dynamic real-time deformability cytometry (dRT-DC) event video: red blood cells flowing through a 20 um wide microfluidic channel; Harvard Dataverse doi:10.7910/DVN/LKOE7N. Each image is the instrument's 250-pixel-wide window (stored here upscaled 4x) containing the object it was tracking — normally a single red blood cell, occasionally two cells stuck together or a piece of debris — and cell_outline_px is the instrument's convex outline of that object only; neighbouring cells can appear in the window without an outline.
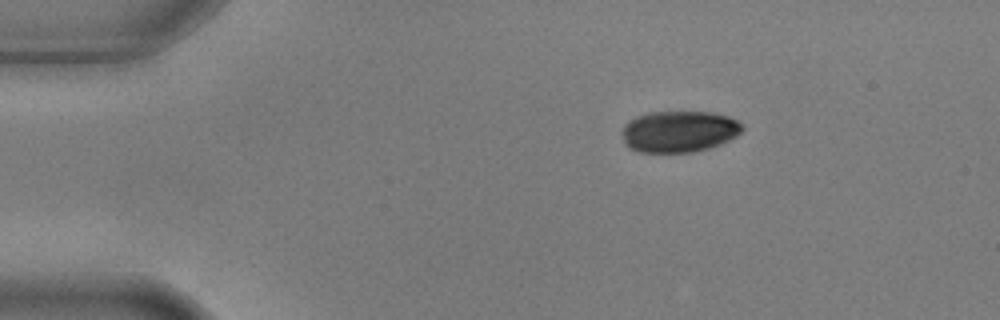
{"species": "common noctule bat (a hibernating species)", "species_latin": "Nyctalus noctula", "temperature_condition": "warm", "stored_images_in_passage": 4, "camera_frame_rate_fps": 3000, "um_per_image_px": 0.085, "animal": {"sex": "male", "body_mass_g": 17.9, "forearm_length_mm": 54.2}, "frame": {"image": 1, "passage_image": 1, "time_ms": 0.0, "image_size_px": [1000, 320], "cell_outline_px": [[744, 128], [736, 136], [720, 144], [708, 148], [692, 152], [640, 152], [628, 148], [624, 144], [624, 124], [628, 120], [636, 116], [652, 112], [712, 112], [728, 116], [736, 120]], "centroid_in_image_um": [57.7, 11.17], "position_along_channel_um": 27.3, "area_um2": 28.9}}
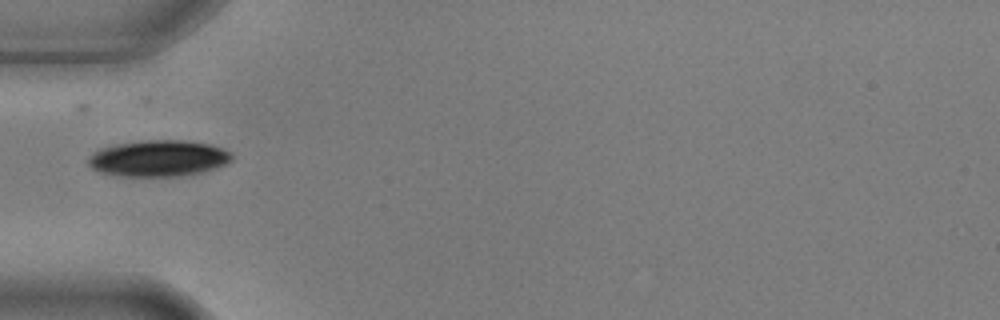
{"frame": {"image": 2, "passage_image": 3, "time_ms": 0.667, "image_size_px": [1000, 320], "cell_outline_px": [[232, 160], [216, 168], [200, 172], [180, 176], [120, 176], [100, 172], [92, 168], [88, 164], [88, 156], [92, 152], [100, 148], [112, 144], [144, 140], [184, 140], [212, 144], [224, 148], [232, 152]], "centroid_in_image_um": [13.46, 13.44], "position_along_channel_um": 71.5, "area_um2": 30.69}}